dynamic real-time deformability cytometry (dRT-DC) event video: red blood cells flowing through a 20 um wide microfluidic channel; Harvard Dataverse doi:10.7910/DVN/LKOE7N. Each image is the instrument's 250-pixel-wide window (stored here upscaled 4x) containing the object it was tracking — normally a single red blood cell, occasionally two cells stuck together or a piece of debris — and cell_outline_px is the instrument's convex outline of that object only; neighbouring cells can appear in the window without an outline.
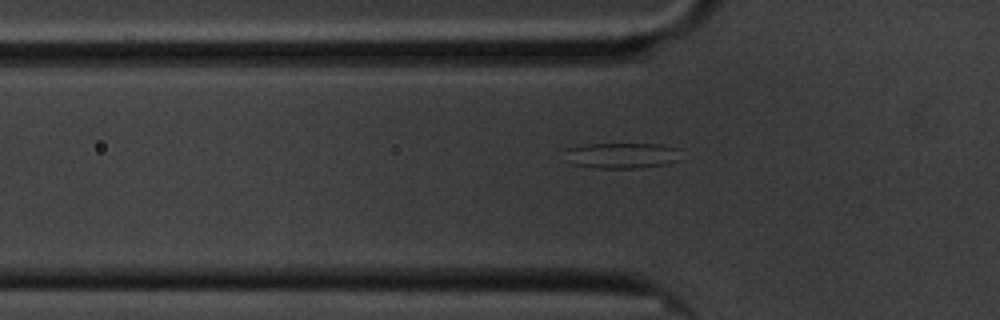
{"species": "common noctule bat (a hibernating species)", "species_latin": "Nyctalus noctula", "temperature_condition": "cold", "stored_images_in_passage": 42, "camera_frame_rate_fps": 3000, "um_per_image_px": 0.085, "animal": {"sex": "male", "body_mass_g": 20.1, "forearm_length_mm": 53.5}, "frame": {"image": 1, "passage_image": 6, "time_ms": 1.667, "image_size_px": [1000, 320], "cell_outline_px": [[680, 160], [668, 164], [640, 168], [596, 168], [572, 164], [564, 148], [584, 144], [660, 144], [680, 148]], "centroid_in_image_um": [52.92, 13.21], "position_along_channel_um": 72.9, "area_um2": 17.57}}
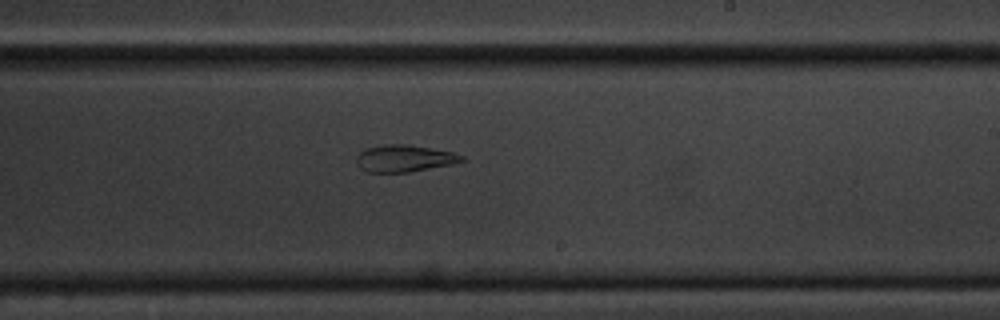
{"frame": {"image": 2, "passage_image": 22, "time_ms": 7.0, "image_size_px": [1000, 320], "cell_outline_px": [[468, 160], [452, 164], [408, 172], [368, 172], [360, 168], [356, 164], [356, 156], [364, 148], [384, 144], [408, 144], [452, 152], [464, 156]], "centroid_in_image_um": [34.35, 13.46], "position_along_channel_um": 254.7, "area_um2": 16.65}}
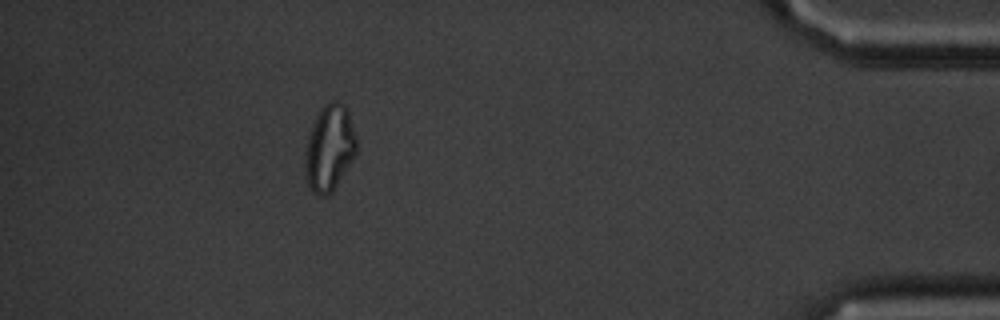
{"frame": {"image": 3, "passage_image": 40, "time_ms": 13.0, "image_size_px": [1000, 320], "cell_outline_px": [[356, 152], [332, 192], [328, 196], [320, 196], [312, 192], [308, 184], [304, 168], [304, 152], [308, 136], [312, 124], [320, 108], [324, 104], [332, 100], [336, 100], [344, 104], [348, 108], [356, 140]], "centroid_in_image_um": [27.97, 12.56], "position_along_channel_um": 407.2, "area_um2": 25.89}}